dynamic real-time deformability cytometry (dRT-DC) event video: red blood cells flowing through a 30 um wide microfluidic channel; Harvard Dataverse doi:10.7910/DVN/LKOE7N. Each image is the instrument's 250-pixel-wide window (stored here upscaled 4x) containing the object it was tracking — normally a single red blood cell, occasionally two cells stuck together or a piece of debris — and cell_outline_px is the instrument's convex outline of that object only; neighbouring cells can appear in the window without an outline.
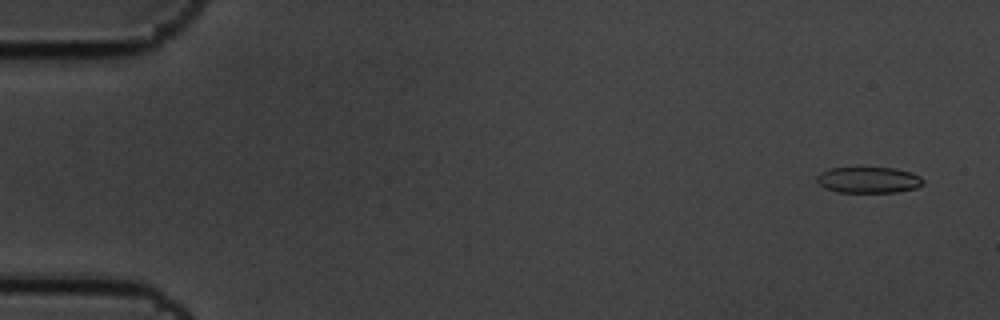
{"species": "common noctule bat (a hibernating species)", "species_latin": "Nyctalus noctula", "temperature_condition": "cold", "stored_images_in_passage": 6, "camera_frame_rate_fps": 3000, "um_per_image_px": 0.085, "animal": {"sex": "male", "body_mass_g": 19.5, "forearm_length_mm": 54.6}, "frame": {"image": 1, "passage_image": 1, "time_ms": 0.0, "image_size_px": [1000, 320], "cell_outline_px": [[924, 184], [916, 188], [896, 192], [836, 192], [824, 188], [816, 180], [816, 176], [820, 172], [828, 168], [896, 168], [912, 172], [920, 176], [924, 180]], "centroid_in_image_um": [73.83, 15.29], "position_along_channel_um": 11.2, "area_um2": 16.3}}
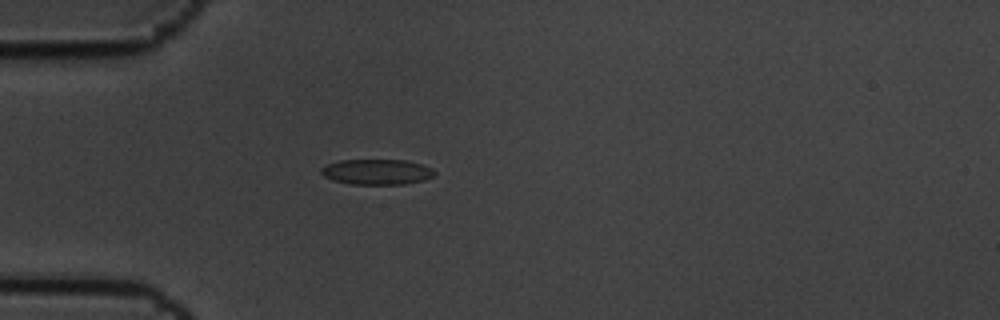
{"frame": {"image": 2, "passage_image": 5, "time_ms": 1.333, "image_size_px": [1000, 320], "cell_outline_px": [[436, 172], [432, 176], [424, 180], [404, 184], [352, 184], [332, 180], [324, 176], [320, 172], [320, 168], [328, 164], [340, 160], [404, 160], [424, 164], [432, 168]], "centroid_in_image_um": [32.04, 14.6], "position_along_channel_um": 53.0, "area_um2": 16.82}}